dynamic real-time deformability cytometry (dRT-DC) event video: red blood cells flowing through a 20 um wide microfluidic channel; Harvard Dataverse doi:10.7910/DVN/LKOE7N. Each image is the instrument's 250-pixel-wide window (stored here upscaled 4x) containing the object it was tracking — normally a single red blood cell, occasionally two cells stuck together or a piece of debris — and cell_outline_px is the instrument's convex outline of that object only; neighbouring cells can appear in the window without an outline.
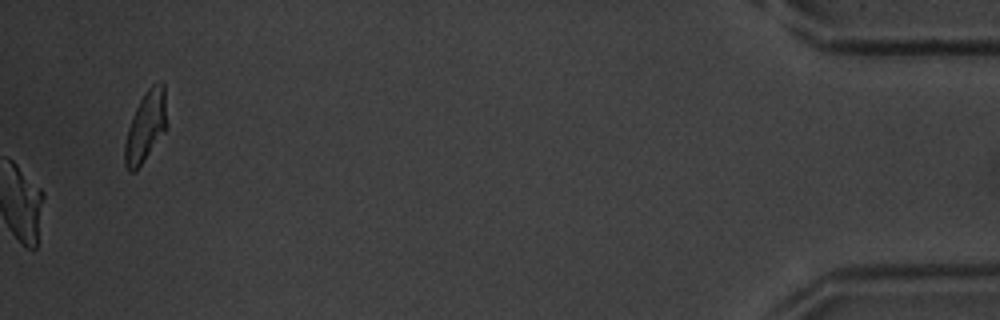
{"species": "common noctule bat (a hibernating species)", "species_latin": "Nyctalus noctula", "temperature_condition": "warm", "stored_images_in_passage": 55, "camera_frame_rate_fps": 3000, "um_per_image_px": 0.085, "animal": {"sex": "male", "body_mass_g": 20.1, "forearm_length_mm": 53.5}, "frame": {"image": 1, "passage_image": 55, "time_ms": 18.0, "image_size_px": [1000, 320], "cell_outline_px": [[168, 128], [136, 172], [128, 172], [124, 164], [124, 144], [128, 128], [132, 116], [144, 92], [152, 84], [160, 80], [164, 84], [168, 124]], "centroid_in_image_um": [12.4, 10.77], "position_along_channel_um": 422.8, "area_um2": 17.8}, "authors_computed_cell_mechanics": {"area_um2": 23.987, "velocity_mm_per_s": 3.6689, "shape_relaxation_time_tau1_ms": 4.6288, "shape_relaxation_time_tau2_ms": 1.9085, "deformation_change_tau1": 0.1708, "deformation_change_tau2": 0.0651}}